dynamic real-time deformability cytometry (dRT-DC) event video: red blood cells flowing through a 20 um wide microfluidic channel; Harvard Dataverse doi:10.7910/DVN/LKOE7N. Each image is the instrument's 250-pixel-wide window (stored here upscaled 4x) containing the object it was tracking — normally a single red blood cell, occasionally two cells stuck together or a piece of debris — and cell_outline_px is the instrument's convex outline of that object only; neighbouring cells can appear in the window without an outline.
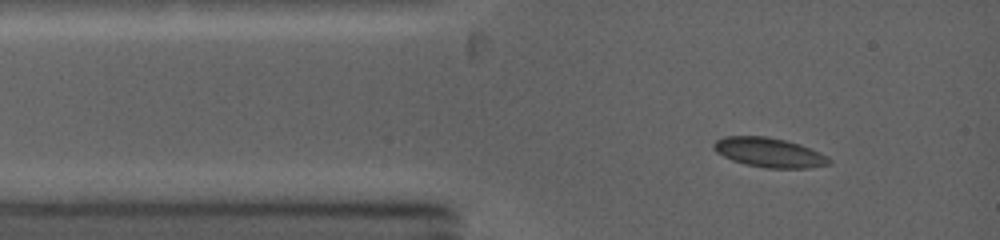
{"species": "common noctule bat (a hibernating species)", "species_latin": "Nyctalus noctula", "temperature_condition": "warm", "stored_images_in_passage": 4, "camera_frame_rate_fps": 5000, "um_per_image_px": 0.085, "animal": {"sex": "female", "body_mass_g": 19.0, "forearm_length_mm": 53.3}, "frame": {"image": 1, "passage_image": 1, "time_ms": 0.0, "image_size_px": [1000, 240], "cell_outline_px": [[832, 164], [808, 168], [768, 168], [744, 164], [732, 160], [716, 152], [712, 148], [712, 144], [716, 140], [724, 136], [768, 136], [800, 144], [828, 156], [832, 160]], "centroid_in_image_um": [65.38, 12.96], "position_along_channel_um": 19.6, "area_um2": 19.94}}
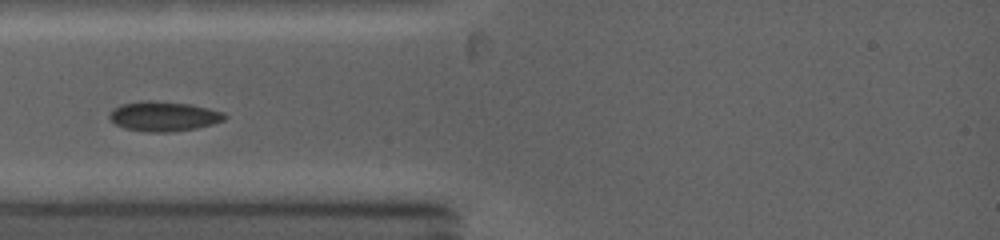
{"frame": {"image": 2, "passage_image": 3, "time_ms": 1.8, "image_size_px": [1000, 240], "cell_outline_px": [[228, 116], [224, 120], [212, 124], [196, 128], [168, 132], [148, 132], [124, 128], [116, 124], [108, 116], [108, 112], [112, 108], [120, 104], [140, 100], [152, 100], [188, 104], [208, 108], [224, 112]], "centroid_in_image_um": [13.88, 9.87], "position_along_channel_um": 71.1, "area_um2": 20.11}}